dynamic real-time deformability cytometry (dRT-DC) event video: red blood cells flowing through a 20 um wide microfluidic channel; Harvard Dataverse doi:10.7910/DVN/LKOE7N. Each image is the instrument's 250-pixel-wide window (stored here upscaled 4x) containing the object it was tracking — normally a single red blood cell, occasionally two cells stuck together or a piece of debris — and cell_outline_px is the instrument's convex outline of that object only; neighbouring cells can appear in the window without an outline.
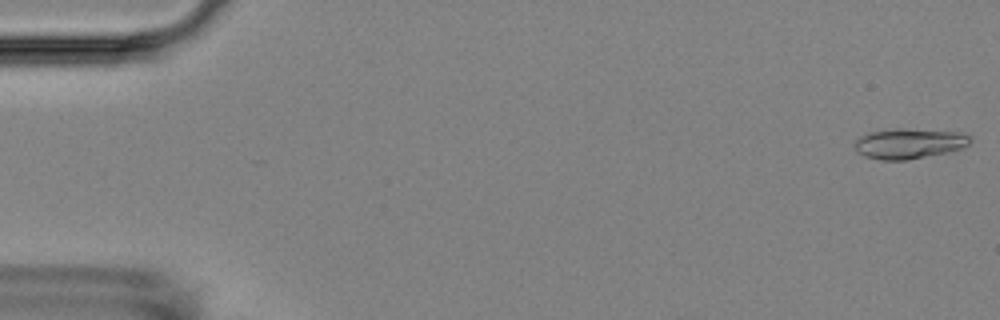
{"species": "Egyptian fruit bat (a non-hibernating species)", "species_latin": "Rousettus aegyptiacus", "temperature_condition": "room temperature", "stored_images_in_passage": 14, "camera_frame_rate_fps": 3000, "um_per_image_px": 0.085, "animal": {"sex": "female"}, "frame": {"image": 1, "passage_image": 1, "time_ms": 0.0, "image_size_px": [1000, 320], "cell_outline_px": [[972, 140], [968, 144], [960, 148], [944, 152], [908, 160], [880, 160], [864, 156], [856, 152], [852, 140], [868, 132], [896, 128], [900, 128], [964, 132]], "centroid_in_image_um": [77.19, 12.19], "position_along_channel_um": 7.8, "area_um2": 20.52}}
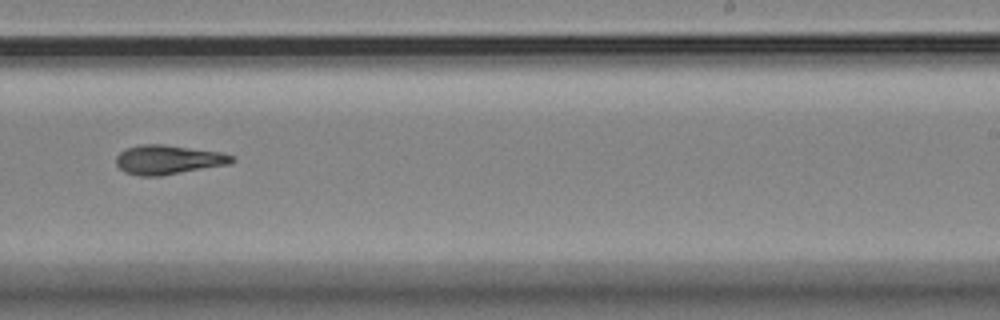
{"frame": {"image": 2, "passage_image": 10, "time_ms": 11.333, "image_size_px": [1000, 320], "cell_outline_px": [[236, 160], [232, 164], [160, 176], [140, 176], [124, 172], [116, 164], [116, 156], [124, 148], [140, 144], [160, 144], [224, 152], [232, 156]], "centroid_in_image_um": [14.31, 13.57], "position_along_channel_um": 274.7, "area_um2": 20.0}}
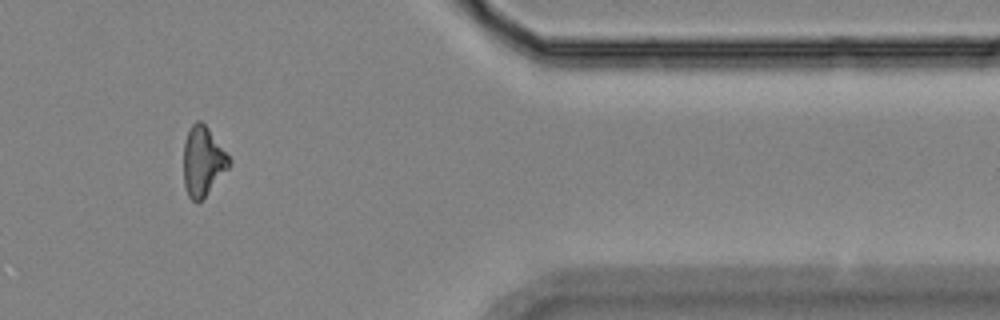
{"frame": {"image": 3, "passage_image": 13, "time_ms": 15.333, "image_size_px": [1000, 320], "cell_outline_px": [[232, 164], [204, 196], [196, 204], [188, 196], [184, 184], [184, 140], [192, 124], [196, 120], [200, 120], [208, 128], [232, 160]], "centroid_in_image_um": [17.24, 13.7], "position_along_channel_um": 394.2, "area_um2": 18.26}, "authors_computed_cell_mechanics": {"area_um2": 19.2763, "velocity_mm_per_s": 3.5977, "shape_relaxation_time_tau1_ms": null, "shape_relaxation_time_tau2_ms": 6.2578, "deformation_change_tau1": null, "deformation_change_tau2": 0.143}}